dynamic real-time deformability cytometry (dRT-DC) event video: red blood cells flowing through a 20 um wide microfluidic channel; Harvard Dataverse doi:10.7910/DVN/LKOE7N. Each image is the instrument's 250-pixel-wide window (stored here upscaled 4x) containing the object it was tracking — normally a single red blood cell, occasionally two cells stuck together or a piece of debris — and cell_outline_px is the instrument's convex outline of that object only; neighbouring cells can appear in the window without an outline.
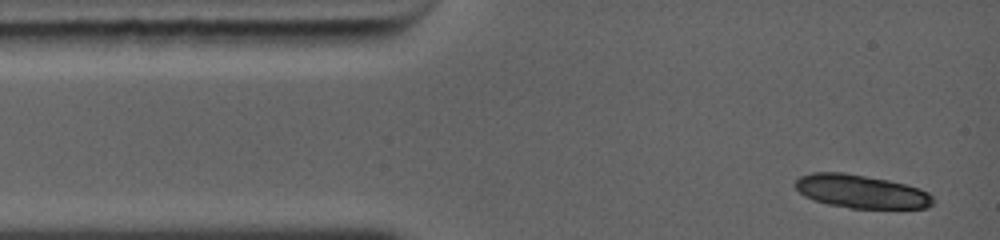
{"species": "common noctule bat (a hibernating species)", "species_latin": "Nyctalus noctula", "temperature_condition": "warm", "stored_images_in_passage": 4, "camera_frame_rate_fps": 5000, "um_per_image_px": 0.085, "animal": {"sex": "female", "body_mass_g": 19.0, "forearm_length_mm": 56.7}, "frame": {"image": 1, "passage_image": 1, "time_ms": 0.0, "image_size_px": [1000, 240], "cell_outline_px": [[936, 200], [928, 208], [848, 208], [828, 204], [804, 196], [792, 184], [800, 176], [812, 172], [844, 172], [888, 180], [920, 188], [928, 192]], "centroid_in_image_um": [73.2, 16.27], "position_along_channel_um": 11.8, "area_um2": 26.88}}